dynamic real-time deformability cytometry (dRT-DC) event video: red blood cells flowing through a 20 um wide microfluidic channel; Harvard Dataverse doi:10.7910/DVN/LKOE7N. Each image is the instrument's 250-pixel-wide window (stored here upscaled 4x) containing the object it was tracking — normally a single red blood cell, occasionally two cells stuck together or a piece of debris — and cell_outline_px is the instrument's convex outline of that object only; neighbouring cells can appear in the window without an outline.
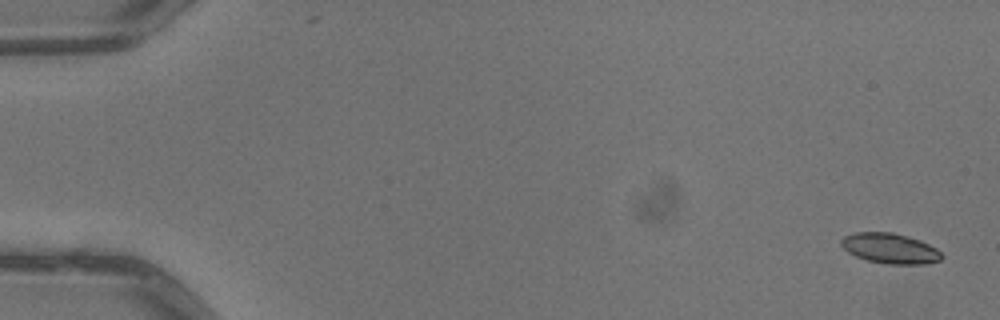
{"species": "common noctule bat (a hibernating species)", "species_latin": "Nyctalus noctula", "temperature_condition": "warm", "stored_images_in_passage": 5, "camera_frame_rate_fps": 3000, "um_per_image_px": 0.085, "animal": {"sex": "male", "body_mass_g": 13.3}, "frame": {"image": 1, "passage_image": 1, "time_ms": 0.0, "image_size_px": [1000, 320], "cell_outline_px": [[944, 256], [940, 260], [924, 264], [888, 264], [868, 260], [856, 256], [848, 252], [840, 244], [840, 240], [844, 236], [856, 232], [892, 232], [908, 236], [920, 240], [936, 248]], "centroid_in_image_um": [75.65, 21.1], "position_along_channel_um": 9.3, "area_um2": 17.69}}
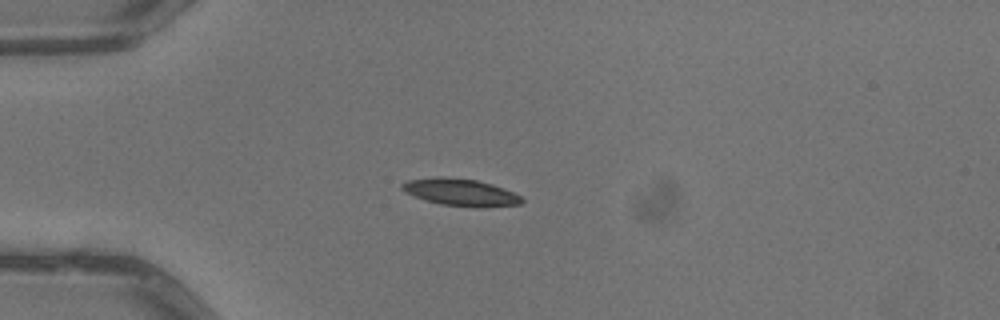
{"frame": {"image": 2, "passage_image": 4, "time_ms": 1.0, "image_size_px": [1000, 320], "cell_outline_px": [[524, 200], [520, 204], [484, 208], [440, 204], [404, 192], [400, 188], [400, 184], [408, 180], [440, 176], [444, 176], [476, 180], [492, 184], [512, 192], [520, 196]], "centroid_in_image_um": [39.14, 16.34], "position_along_channel_um": 45.9, "area_um2": 18.84}}
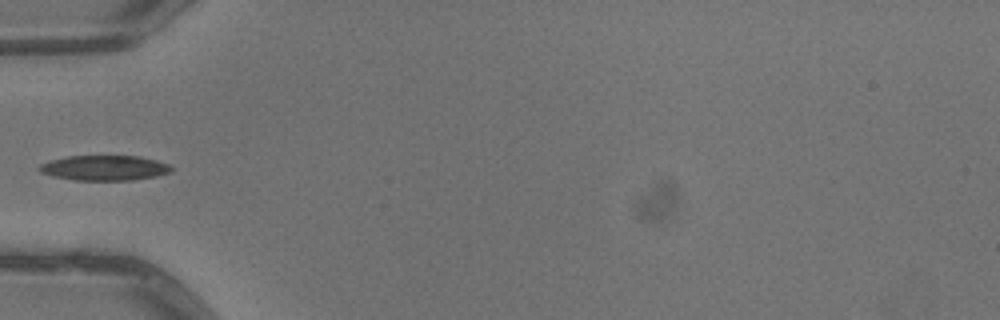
{"frame": {"image": 3, "passage_image": 5, "time_ms": 1.333, "image_size_px": [1000, 320], "cell_outline_px": [[172, 172], [156, 176], [132, 180], [76, 180], [52, 176], [40, 172], [36, 168], [40, 164], [64, 156], [140, 156], [156, 160], [168, 164], [172, 168]], "centroid_in_image_um": [8.86, 14.27], "position_along_channel_um": 76.1, "area_um2": 19.36}}